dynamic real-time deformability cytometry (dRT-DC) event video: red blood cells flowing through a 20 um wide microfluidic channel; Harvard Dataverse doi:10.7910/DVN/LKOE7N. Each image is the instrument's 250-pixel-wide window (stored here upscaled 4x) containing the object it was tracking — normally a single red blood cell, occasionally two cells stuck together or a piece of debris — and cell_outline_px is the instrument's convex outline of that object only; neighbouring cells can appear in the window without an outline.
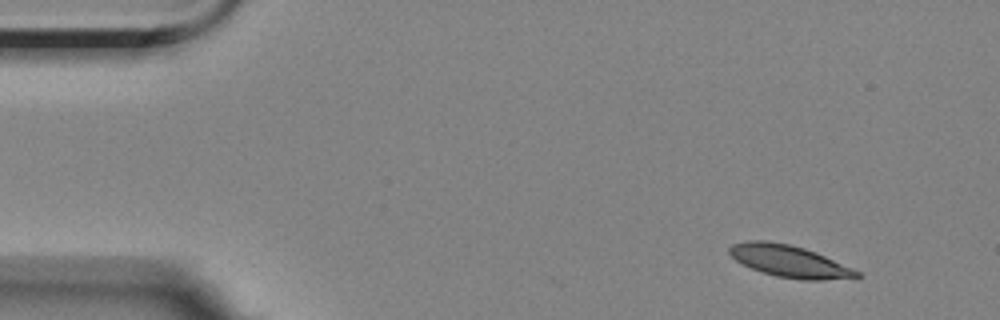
{"species": "Egyptian fruit bat (a non-hibernating species)", "species_latin": "Rousettus aegyptiacus", "temperature_condition": "room temperature", "stored_images_in_passage": 5, "camera_frame_rate_fps": 3000, "um_per_image_px": 0.085, "animal": {"sex": "female"}, "frame": {"image": 1, "passage_image": 5, "time_ms": 1.333, "image_size_px": [1000, 320], "cell_outline_px": [[864, 276], [820, 280], [804, 280], [776, 276], [752, 268], [736, 260], [728, 252], [728, 248], [732, 244], [748, 240], [764, 240], [788, 244], [804, 248], [816, 252], [852, 268], [860, 272]], "centroid_in_image_um": [67.09, 22.19], "position_along_channel_um": 17.9, "area_um2": 23.41}}